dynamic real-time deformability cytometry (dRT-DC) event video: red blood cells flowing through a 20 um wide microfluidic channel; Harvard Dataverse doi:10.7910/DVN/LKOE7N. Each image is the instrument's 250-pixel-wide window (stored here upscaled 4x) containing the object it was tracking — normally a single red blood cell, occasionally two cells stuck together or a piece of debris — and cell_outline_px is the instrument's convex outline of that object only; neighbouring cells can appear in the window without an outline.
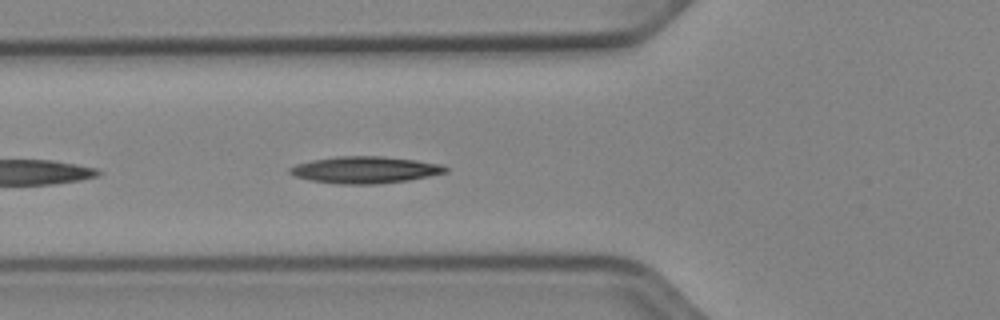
{"species": "Egyptian fruit bat (a non-hibernating species)", "species_latin": "Rousettus aegyptiacus", "temperature_condition": "cold", "stored_images_in_passage": 13, "camera_frame_rate_fps": 3000, "um_per_image_px": 0.085, "animal": {"sex": "female"}, "frame": {"image": 1, "passage_image": 4, "time_ms": 1.0, "image_size_px": [1000, 320], "cell_outline_px": [[448, 172], [408, 180], [376, 184], [336, 184], [308, 180], [296, 176], [288, 172], [288, 168], [296, 164], [312, 160], [336, 156], [380, 156], [416, 160], [440, 164], [448, 168]], "centroid_in_image_um": [30.99, 14.44], "position_along_channel_um": 94.8, "area_um2": 24.33}}
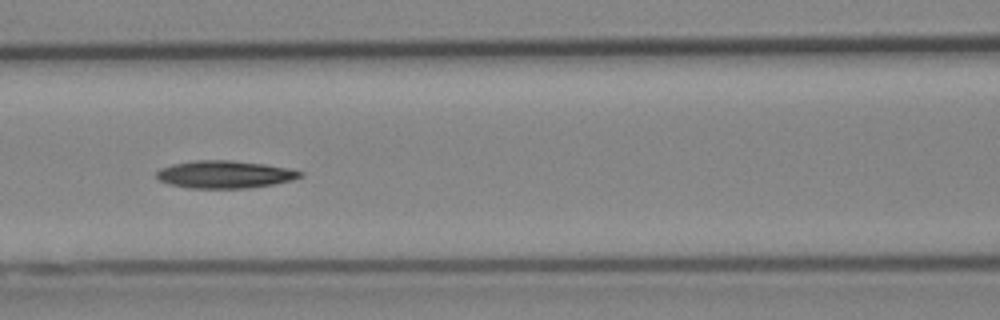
{"frame": {"image": 2, "passage_image": 8, "time_ms": 2.333, "image_size_px": [1000, 320], "cell_outline_px": [[304, 176], [292, 180], [272, 184], [248, 188], [188, 188], [168, 184], [160, 180], [156, 176], [156, 172], [160, 168], [172, 164], [192, 160], [232, 160], [264, 164], [304, 172]], "centroid_in_image_um": [19.07, 14.82], "position_along_channel_um": 147.5, "area_um2": 23.06}}
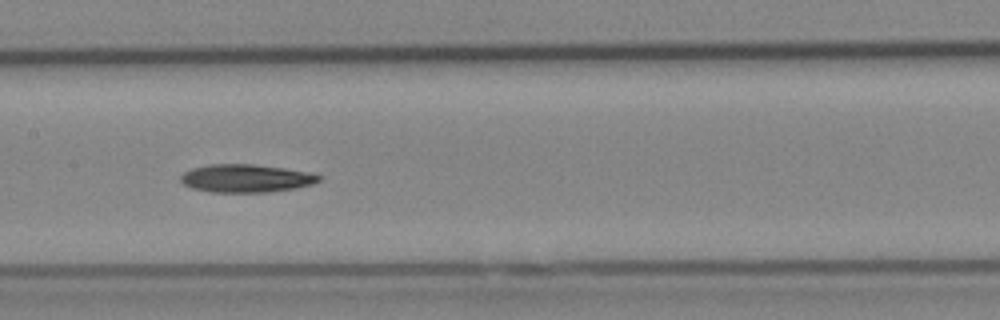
{"frame": {"image": 3, "passage_image": 11, "time_ms": 3.333, "image_size_px": [1000, 320], "cell_outline_px": [[320, 180], [312, 184], [296, 188], [268, 192], [212, 192], [192, 188], [184, 184], [180, 180], [180, 176], [184, 172], [192, 168], [208, 164], [252, 164], [284, 168], [308, 172], [320, 176]], "centroid_in_image_um": [20.88, 15.15], "position_along_channel_um": 186.5, "area_um2": 22.48}}